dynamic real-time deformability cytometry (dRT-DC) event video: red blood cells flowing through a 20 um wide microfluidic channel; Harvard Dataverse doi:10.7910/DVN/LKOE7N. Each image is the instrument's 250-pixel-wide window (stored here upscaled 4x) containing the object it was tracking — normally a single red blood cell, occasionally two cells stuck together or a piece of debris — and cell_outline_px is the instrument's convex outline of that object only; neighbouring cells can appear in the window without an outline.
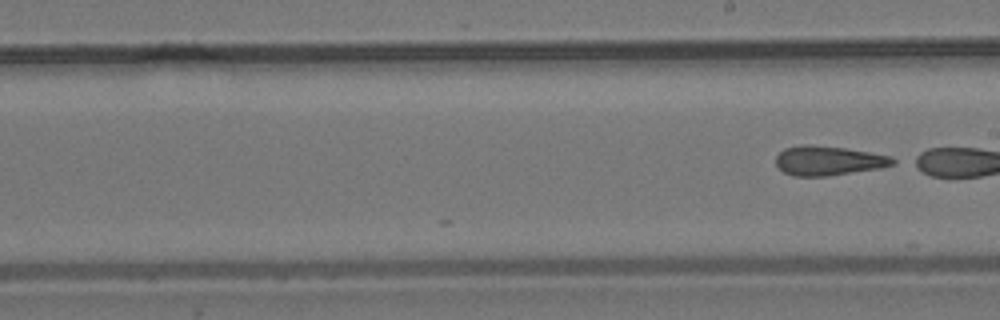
{"species": "common noctule bat (a hibernating species)", "species_latin": "Nyctalus noctula", "temperature_condition": "room temperature", "stored_images_in_passage": 29, "camera_frame_rate_fps": 3000, "um_per_image_px": 0.085, "animal": {"sex": "male", "body_mass_g": 19.2, "forearm_length_mm": 51.8}, "frame": {"image": 1, "passage_image": 29, "time_ms": 9.333, "image_size_px": [1000, 320], "cell_outline_px": [[900, 160], [896, 164], [880, 168], [828, 176], [792, 176], [784, 172], [776, 164], [776, 156], [784, 148], [804, 144], [808, 144], [844, 148], [892, 156]], "centroid_in_image_um": [70.45, 13.66], "position_along_channel_um": 218.5, "area_um2": 20.17}}